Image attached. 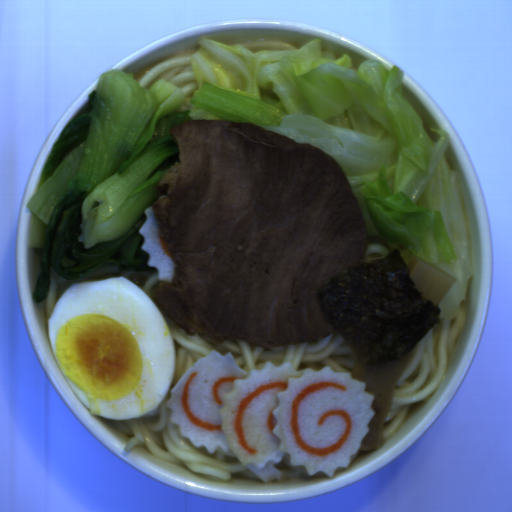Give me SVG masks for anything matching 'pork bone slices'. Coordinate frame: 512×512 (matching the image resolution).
<instances>
[{"label": "pork bone slices", "mask_w": 512, "mask_h": 512, "mask_svg": "<svg viewBox=\"0 0 512 512\" xmlns=\"http://www.w3.org/2000/svg\"><path fill=\"white\" fill-rule=\"evenodd\" d=\"M179 150L152 205L176 263L151 297L186 336L319 344L336 331L316 288L366 261L363 209L337 159L243 121L170 129Z\"/></svg>", "instance_id": "d1f655de"}]
</instances>
